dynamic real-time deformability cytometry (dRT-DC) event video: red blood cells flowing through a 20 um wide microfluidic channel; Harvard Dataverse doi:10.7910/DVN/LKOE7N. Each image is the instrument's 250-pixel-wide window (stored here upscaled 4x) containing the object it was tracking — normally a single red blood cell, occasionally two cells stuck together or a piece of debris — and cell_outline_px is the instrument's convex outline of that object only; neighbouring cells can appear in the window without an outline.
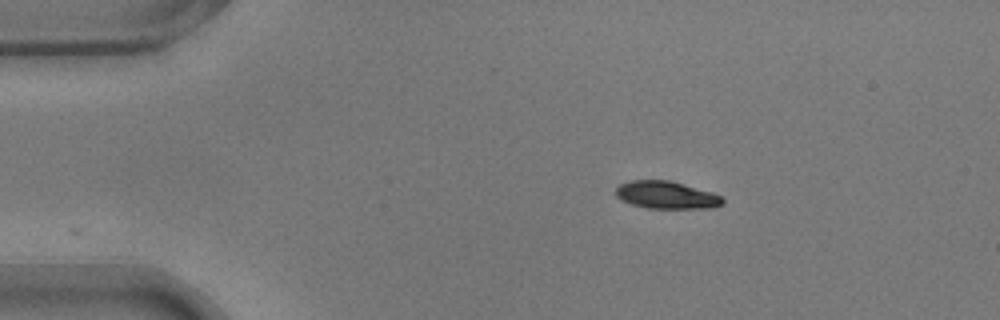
{"species": "common noctule bat (a hibernating species)", "species_latin": "Nyctalus noctula", "temperature_condition": "warm", "stored_images_in_passage": 29, "camera_frame_rate_fps": 3000, "um_per_image_px": 0.085, "animal": {"sex": "male", "body_mass_g": 17.9}, "frame": {"image": 1, "passage_image": 1, "time_ms": 0.0, "image_size_px": [1000, 320], "cell_outline_px": [[724, 204], [716, 208], [648, 208], [632, 204], [616, 196], [616, 188], [620, 184], [632, 180], [668, 180], [684, 184], [712, 192], [720, 196], [724, 200]], "centroid_in_image_um": [56.69, 16.58], "position_along_channel_um": 28.3, "area_um2": 17.05}}
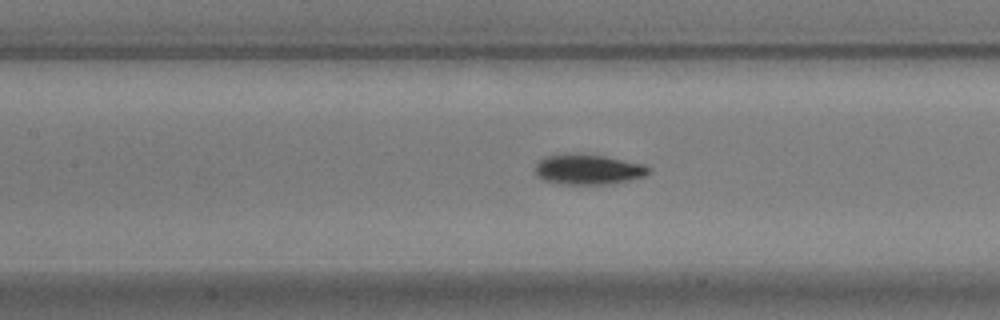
{"frame": {"image": 2, "passage_image": 16, "time_ms": 5.0, "image_size_px": [1000, 320], "cell_outline_px": [[652, 172], [644, 176], [612, 184], [564, 184], [544, 180], [536, 176], [536, 164], [544, 156], [580, 152], [604, 156], [644, 164], [652, 168]], "centroid_in_image_um": [50.02, 14.38], "position_along_channel_um": 157.4, "area_um2": 20.23}}
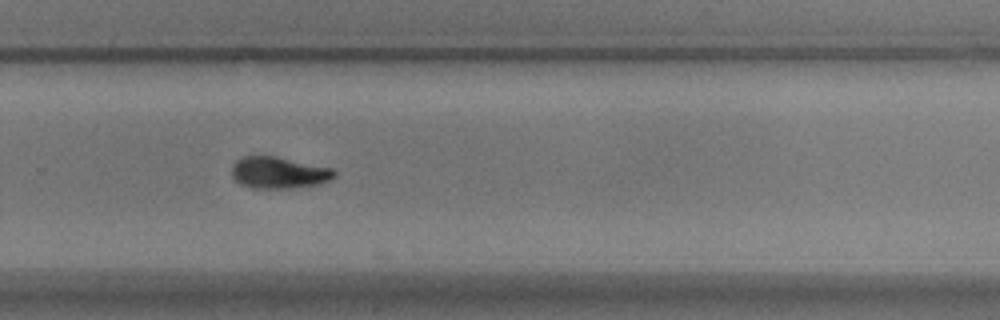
{"frame": {"image": 3, "passage_image": 28, "time_ms": 9.0, "image_size_px": [1000, 320], "cell_outline_px": [[336, 176], [332, 180], [316, 184], [288, 188], [252, 188], [240, 184], [232, 176], [232, 164], [236, 160], [244, 156], [276, 156], [332, 168], [336, 172]], "centroid_in_image_um": [23.69, 14.67], "position_along_channel_um": 306.1, "area_um2": 18.9}}